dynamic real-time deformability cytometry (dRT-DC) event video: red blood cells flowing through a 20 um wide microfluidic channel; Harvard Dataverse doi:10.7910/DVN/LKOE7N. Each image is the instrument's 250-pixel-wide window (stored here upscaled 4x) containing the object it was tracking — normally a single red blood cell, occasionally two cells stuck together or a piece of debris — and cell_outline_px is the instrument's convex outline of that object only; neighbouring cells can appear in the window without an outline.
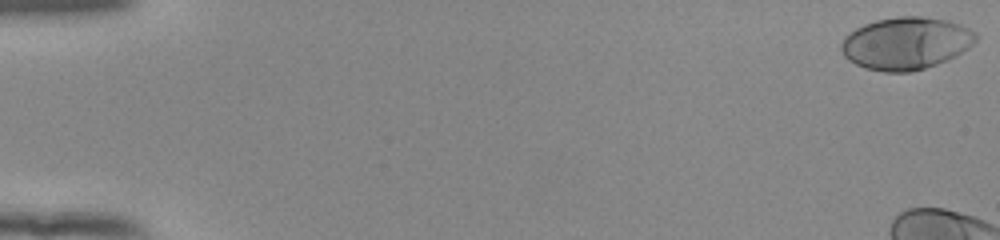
{"species": "human", "species_latin": "Homo sapiens", "temperature_condition": "room temperature", "stored_images_in_passage": 10, "camera_frame_rate_fps": 3000, "um_per_image_px": 0.085, "donor": {"sex": "female"}, "frame": {"image": 1, "passage_image": 1, "time_ms": 0.0, "image_size_px": [1000, 240], "cell_outline_px": [[980, 36], [968, 48], [956, 56], [948, 60], [912, 72], [884, 72], [864, 68], [848, 60], [844, 56], [840, 48], [840, 44], [844, 36], [856, 28], [864, 24], [876, 20], [900, 16], [920, 16], [948, 20], [960, 24], [976, 32]], "centroid_in_image_um": [77.01, 3.68], "position_along_channel_um": 8.0, "area_um2": 41.38}}